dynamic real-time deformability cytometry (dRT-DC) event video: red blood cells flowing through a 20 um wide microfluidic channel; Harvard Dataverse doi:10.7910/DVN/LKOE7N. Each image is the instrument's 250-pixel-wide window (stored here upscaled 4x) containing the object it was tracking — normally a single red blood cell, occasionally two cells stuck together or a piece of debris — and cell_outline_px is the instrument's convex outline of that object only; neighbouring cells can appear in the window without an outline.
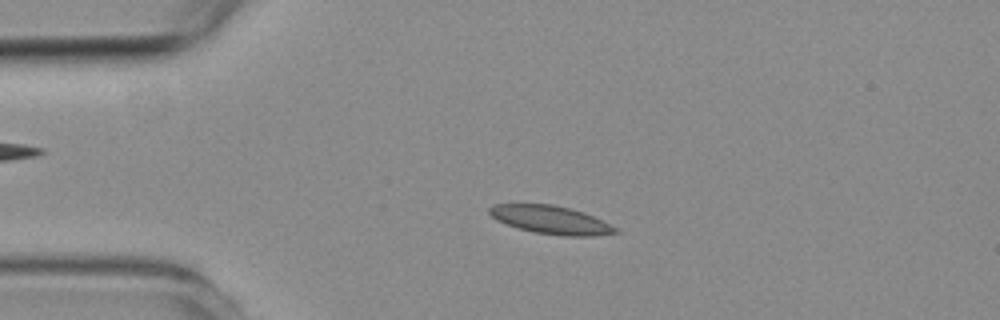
{"species": "common noctule bat (a hibernating species)", "species_latin": "Nyctalus noctula", "temperature_condition": "room temperature", "stored_images_in_passage": 4, "camera_frame_rate_fps": 3000, "um_per_image_px": 0.085, "animal": {"sex": "female", "body_mass_g": 19.3, "forearm_length_mm": 54.1}, "frame": {"image": 1, "passage_image": 3, "time_ms": 2.333, "image_size_px": [1000, 320], "cell_outline_px": [[620, 232], [596, 236], [564, 236], [532, 232], [496, 220], [488, 212], [488, 208], [492, 204], [552, 204], [584, 212], [616, 228]], "centroid_in_image_um": [46.79, 18.69], "position_along_channel_um": 38.2, "area_um2": 20.52}}